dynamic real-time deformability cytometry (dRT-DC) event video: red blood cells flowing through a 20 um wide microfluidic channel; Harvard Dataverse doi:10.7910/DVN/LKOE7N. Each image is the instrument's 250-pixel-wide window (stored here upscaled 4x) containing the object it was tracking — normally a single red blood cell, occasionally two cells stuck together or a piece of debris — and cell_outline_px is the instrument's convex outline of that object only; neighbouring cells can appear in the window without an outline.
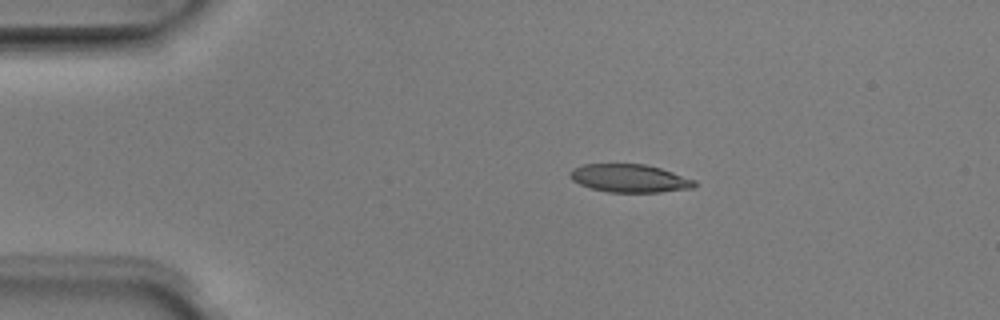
{"species": "Egyptian fruit bat (a non-hibernating species)", "species_latin": "Rousettus aegyptiacus", "temperature_condition": "room temperature", "stored_images_in_passage": 7, "camera_frame_rate_fps": 3000, "um_per_image_px": 0.085, "animal": {"sex": "male"}, "frame": {"image": 1, "passage_image": 3, "time_ms": 0.667, "image_size_px": [1000, 320], "cell_outline_px": [[696, 184], [692, 188], [660, 192], [608, 192], [592, 188], [580, 184], [572, 180], [568, 176], [572, 168], [584, 164], [644, 164], [660, 168], [696, 180]], "centroid_in_image_um": [53.49, 15.15], "position_along_channel_um": 31.5, "area_um2": 20.29}}
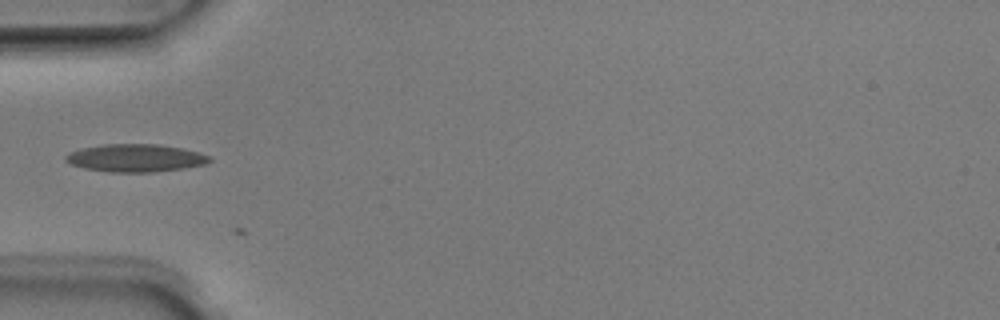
{"frame": {"image": 2, "passage_image": 5, "time_ms": 1.333, "image_size_px": [1000, 320], "cell_outline_px": [[212, 160], [204, 164], [184, 168], [152, 172], [108, 172], [84, 168], [72, 164], [64, 160], [64, 156], [68, 152], [80, 148], [104, 144], [160, 144], [200, 152], [212, 156]], "centroid_in_image_um": [11.5, 13.42], "position_along_channel_um": 73.5, "area_um2": 23.41}}
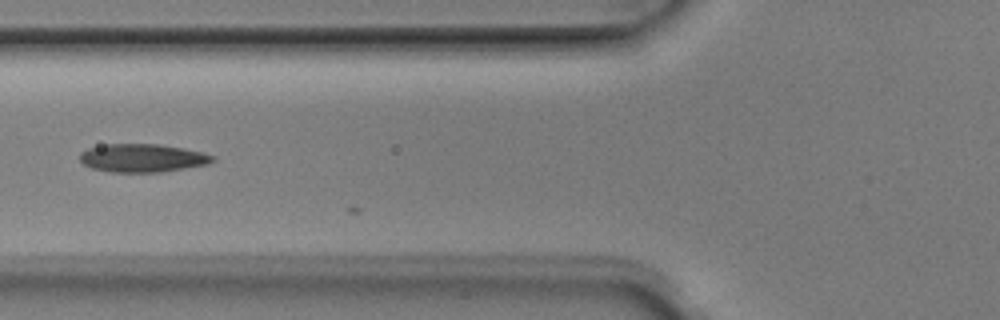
{"frame": {"image": 3, "passage_image": 6, "time_ms": 1.667, "image_size_px": [1000, 320], "cell_outline_px": [[216, 160], [208, 164], [160, 172], [108, 172], [92, 168], [84, 164], [80, 160], [80, 152], [88, 148], [108, 144], [156, 144], [184, 148], [204, 152], [216, 156]], "centroid_in_image_um": [12.14, 13.43], "position_along_channel_um": 113.7, "area_um2": 21.91}}